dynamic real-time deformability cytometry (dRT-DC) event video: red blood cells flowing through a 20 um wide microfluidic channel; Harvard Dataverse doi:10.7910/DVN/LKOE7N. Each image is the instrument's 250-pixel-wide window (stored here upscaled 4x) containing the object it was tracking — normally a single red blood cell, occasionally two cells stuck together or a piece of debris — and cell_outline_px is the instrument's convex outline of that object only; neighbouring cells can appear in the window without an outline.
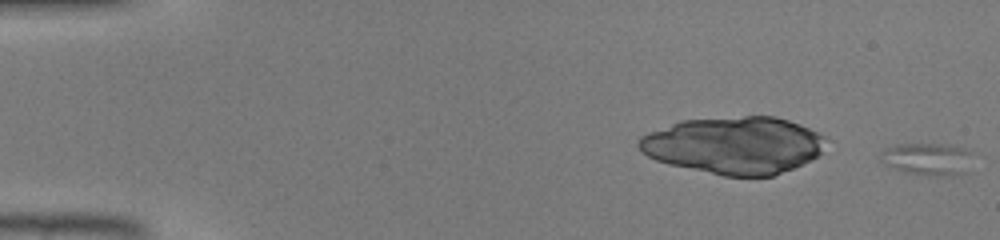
{"species": "common noctule bat (a hibernating species)", "species_latin": "Nyctalus noctula", "temperature_condition": "warm", "stored_images_in_passage": 6, "camera_frame_rate_fps": 3000, "um_per_image_px": 0.085, "animal": {"sex": "male", "body_mass_g": 19.0, "forearm_length_mm": 50.8}, "frame": {"image": 1, "passage_image": 6, "time_ms": 1.667, "image_size_px": [1000, 240], "cell_outline_px": [[972, 152], [964, 172], [956, 176], [936, 176], [904, 172], [880, 160], [880, 152], [884, 148], [896, 144], [936, 144], [964, 148]], "centroid_in_image_um": [78.8, 13.51], "position_along_channel_um": 6.2, "area_um2": 17.05}}